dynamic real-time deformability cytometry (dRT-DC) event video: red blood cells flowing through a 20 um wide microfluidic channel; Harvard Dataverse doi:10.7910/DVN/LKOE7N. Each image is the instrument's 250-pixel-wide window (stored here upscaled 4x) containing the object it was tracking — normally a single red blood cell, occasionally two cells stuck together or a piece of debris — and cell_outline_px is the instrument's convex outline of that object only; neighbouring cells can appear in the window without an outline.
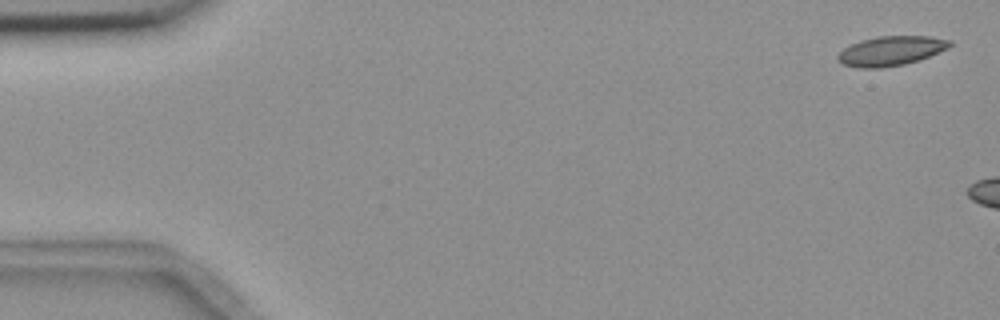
{"species": "common noctule bat (a hibernating species)", "species_latin": "Nyctalus noctula", "temperature_condition": "room temperature", "stored_images_in_passage": 3, "camera_frame_rate_fps": 3000, "um_per_image_px": 0.085, "animal": {"sex": "female", "body_mass_g": 18.4}, "frame": {"image": 1, "passage_image": 1, "time_ms": 0.0, "image_size_px": [1000, 320], "cell_outline_px": [[952, 44], [948, 48], [920, 60], [904, 64], [880, 68], [860, 68], [844, 64], [836, 60], [836, 56], [844, 48], [860, 40], [880, 36], [928, 36], [952, 40]], "centroid_in_image_um": [75.73, 4.32], "position_along_channel_um": 9.3, "area_um2": 19.25}}